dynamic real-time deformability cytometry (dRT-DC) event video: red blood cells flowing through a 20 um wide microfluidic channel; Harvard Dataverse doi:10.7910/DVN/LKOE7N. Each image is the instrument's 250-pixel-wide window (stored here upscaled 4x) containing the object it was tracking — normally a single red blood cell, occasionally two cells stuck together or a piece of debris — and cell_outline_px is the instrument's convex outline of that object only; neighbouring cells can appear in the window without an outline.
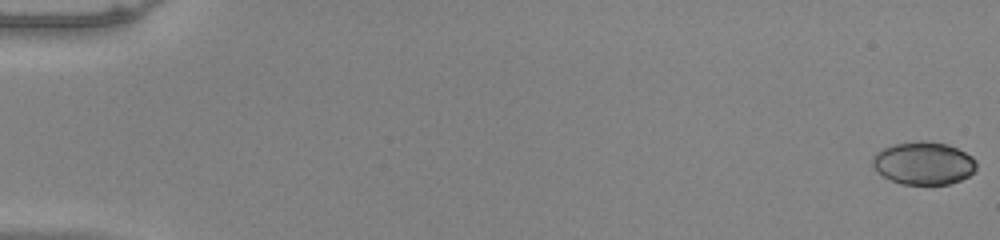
{"species": "common noctule bat (a hibernating species)", "species_latin": "Nyctalus noctula", "temperature_condition": "warm", "stored_images_in_passage": 53, "camera_frame_rate_fps": 3000, "um_per_image_px": 0.085, "animal": {"sex": "male", "body_mass_g": 20.0, "forearm_length_mm": 53.3}, "frame": {"image": 1, "passage_image": 1, "time_ms": 0.0, "image_size_px": [1000, 240], "cell_outline_px": [[976, 168], [968, 176], [960, 180], [948, 184], [900, 184], [876, 172], [872, 164], [872, 156], [876, 152], [892, 144], [920, 140], [928, 140], [948, 144], [972, 156], [976, 160]], "centroid_in_image_um": [78.48, 13.85], "position_along_channel_um": 6.5, "area_um2": 26.07}}
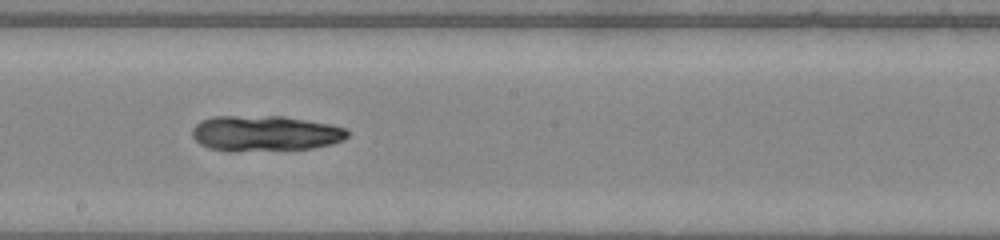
{"frame": {"image": 2, "passage_image": 31, "time_ms": 10.0, "image_size_px": [1000, 240], "cell_outline_px": [[348, 136], [344, 140], [332, 144], [312, 148], [236, 152], [228, 152], [208, 148], [200, 144], [192, 136], [192, 128], [200, 120], [216, 116], [284, 116], [328, 124], [348, 128]], "centroid_in_image_um": [22.51, 11.35], "position_along_channel_um": 225.7, "area_um2": 32.6}}
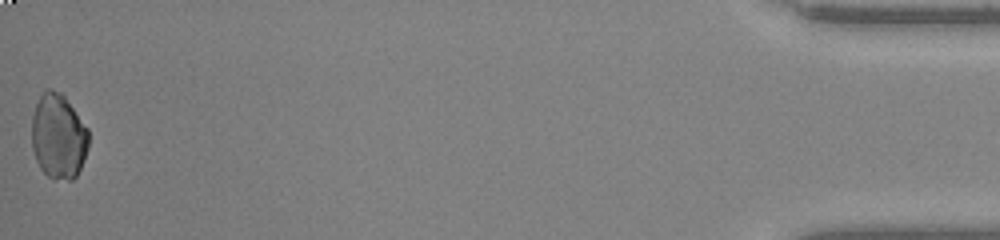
{"frame": {"image": 3, "passage_image": 53, "time_ms": 17.333, "image_size_px": [1000, 240], "cell_outline_px": [[88, 148], [84, 160], [76, 176], [72, 180], [56, 180], [48, 176], [40, 168], [36, 160], [32, 148], [32, 116], [36, 104], [40, 96], [48, 88], [52, 88], [60, 92], [64, 96], [88, 128]], "centroid_in_image_um": [4.96, 11.61], "position_along_channel_um": 430.2, "area_um2": 28.26}, "authors_computed_cell_mechanics": {"area_um2": 29.4202, "velocity_mm_per_s": 4.0267, "shape_relaxation_time_tau1_ms": null, "shape_relaxation_time_tau2_ms": 5.8704, "deformation_change_tau1": null, "deformation_change_tau2": 0.0847}}